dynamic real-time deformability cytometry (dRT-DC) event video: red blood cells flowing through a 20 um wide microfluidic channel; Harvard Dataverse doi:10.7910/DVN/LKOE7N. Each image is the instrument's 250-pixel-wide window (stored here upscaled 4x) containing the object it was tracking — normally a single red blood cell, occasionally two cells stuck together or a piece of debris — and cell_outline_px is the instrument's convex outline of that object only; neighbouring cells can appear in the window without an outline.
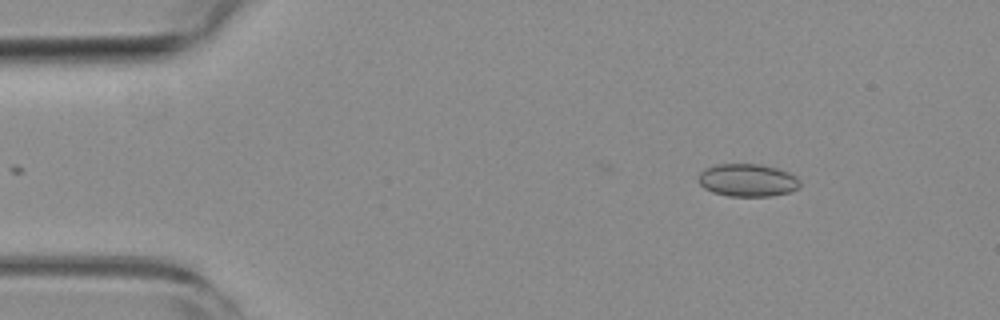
{"species": "common noctule bat (a hibernating species)", "species_latin": "Nyctalus noctula", "temperature_condition": "room temperature", "stored_images_in_passage": 4, "camera_frame_rate_fps": 3000, "um_per_image_px": 0.085, "animal": {"sex": "female", "body_mass_g": 19.3, "forearm_length_mm": 54.1}, "frame": {"image": 1, "passage_image": 2, "time_ms": 0.333, "image_size_px": [1000, 320], "cell_outline_px": [[800, 188], [792, 192], [772, 196], [728, 196], [712, 192], [704, 188], [700, 184], [700, 172], [704, 168], [716, 164], [760, 164], [776, 168], [788, 172], [796, 176], [800, 180]], "centroid_in_image_um": [63.58, 15.32], "position_along_channel_um": 21.4, "area_um2": 19.54}}